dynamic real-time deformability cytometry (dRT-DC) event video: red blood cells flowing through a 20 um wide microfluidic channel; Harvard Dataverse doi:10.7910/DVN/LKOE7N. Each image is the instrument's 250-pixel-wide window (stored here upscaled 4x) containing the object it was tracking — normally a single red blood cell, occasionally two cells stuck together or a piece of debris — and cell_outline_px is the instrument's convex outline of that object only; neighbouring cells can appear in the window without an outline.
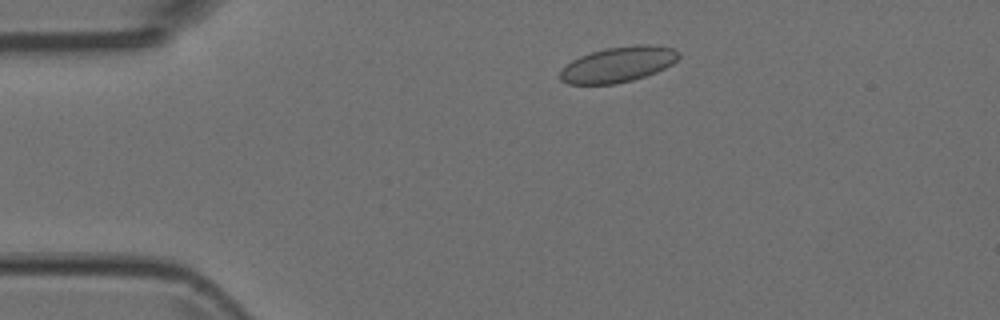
{"species": "Egyptian fruit bat (a non-hibernating species)", "species_latin": "Rousettus aegyptiacus", "temperature_condition": "room temperature", "stored_images_in_passage": 5, "camera_frame_rate_fps": 3000, "um_per_image_px": 0.085, "animal": {"sex": "female"}, "frame": {"image": 1, "passage_image": 1, "time_ms": 0.0, "image_size_px": [1000, 320], "cell_outline_px": [[680, 56], [672, 64], [656, 72], [632, 80], [616, 84], [568, 84], [560, 80], [560, 72], [572, 60], [580, 56], [604, 48], [636, 44], [648, 44], [672, 48], [680, 52]], "centroid_in_image_um": [52.55, 5.47], "position_along_channel_um": 32.4, "area_um2": 24.45}}
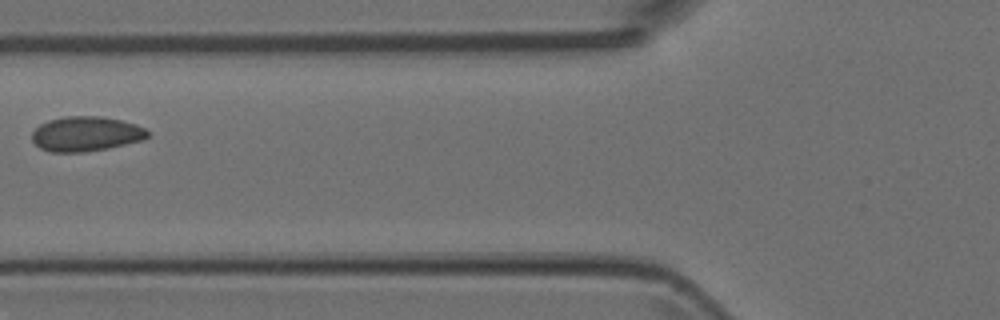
{"frame": {"image": 2, "passage_image": 4, "time_ms": 1.0, "image_size_px": [1000, 320], "cell_outline_px": [[148, 136], [144, 140], [108, 148], [84, 152], [52, 152], [40, 148], [32, 140], [32, 132], [40, 124], [48, 120], [64, 116], [100, 116], [120, 120], [136, 124], [144, 128], [148, 132]], "centroid_in_image_um": [7.3, 11.38], "position_along_channel_um": 118.5, "area_um2": 23.47}}
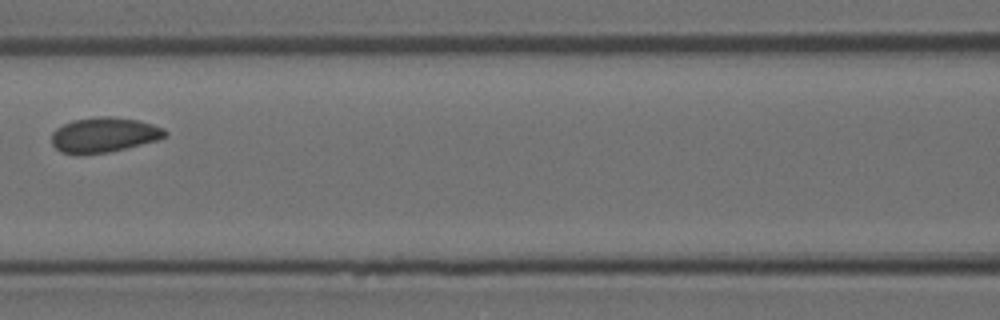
{"frame": {"image": 3, "passage_image": 5, "time_ms": 1.333, "image_size_px": [1000, 320], "cell_outline_px": [[168, 132], [164, 136], [156, 140], [108, 152], [80, 156], [76, 156], [60, 152], [52, 144], [52, 132], [56, 128], [72, 120], [100, 116], [112, 116], [140, 120], [164, 128]], "centroid_in_image_um": [8.79, 11.47], "position_along_channel_um": 157.8, "area_um2": 23.35}}